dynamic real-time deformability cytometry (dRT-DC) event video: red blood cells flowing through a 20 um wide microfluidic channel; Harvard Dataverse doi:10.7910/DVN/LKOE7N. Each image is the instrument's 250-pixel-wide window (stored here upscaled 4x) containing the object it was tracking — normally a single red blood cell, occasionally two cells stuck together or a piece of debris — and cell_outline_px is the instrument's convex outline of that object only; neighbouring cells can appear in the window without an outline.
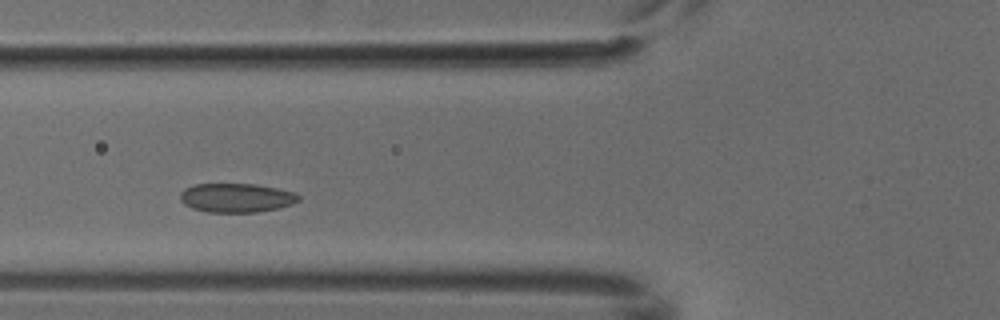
{"species": "common noctule bat (a hibernating species)", "species_latin": "Nyctalus noctula", "temperature_condition": "cold", "stored_images_in_passage": 4, "camera_frame_rate_fps": 3000, "um_per_image_px": 0.085, "animal": {"sex": "male", "body_mass_g": 18.8}, "frame": {"image": 1, "passage_image": 3, "time_ms": 0.667, "image_size_px": [1000, 320], "cell_outline_px": [[300, 200], [292, 204], [280, 208], [256, 212], [208, 212], [192, 208], [184, 204], [180, 200], [180, 192], [184, 188], [192, 184], [256, 184], [296, 192], [300, 196]], "centroid_in_image_um": [20.09, 16.81], "position_along_channel_um": 105.7, "area_um2": 20.23}}
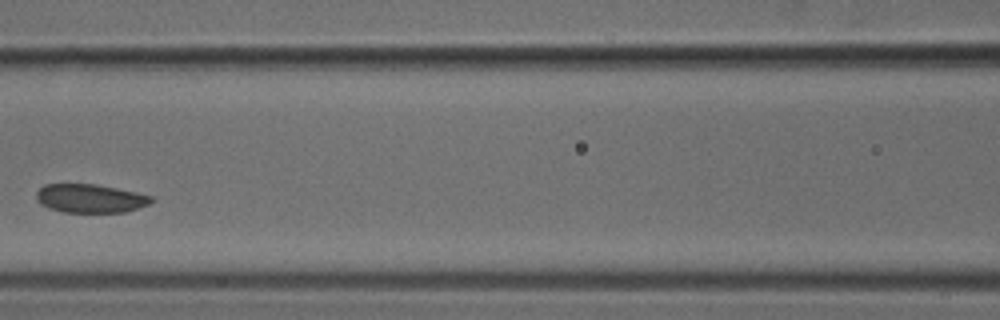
{"frame": {"image": 2, "passage_image": 4, "time_ms": 1.0, "image_size_px": [1000, 320], "cell_outline_px": [[152, 200], [148, 204], [124, 212], [64, 212], [48, 208], [40, 204], [36, 200], [36, 192], [44, 184], [96, 184], [136, 192], [152, 196]], "centroid_in_image_um": [7.62, 16.86], "position_along_channel_um": 159.0, "area_um2": 19.07}}